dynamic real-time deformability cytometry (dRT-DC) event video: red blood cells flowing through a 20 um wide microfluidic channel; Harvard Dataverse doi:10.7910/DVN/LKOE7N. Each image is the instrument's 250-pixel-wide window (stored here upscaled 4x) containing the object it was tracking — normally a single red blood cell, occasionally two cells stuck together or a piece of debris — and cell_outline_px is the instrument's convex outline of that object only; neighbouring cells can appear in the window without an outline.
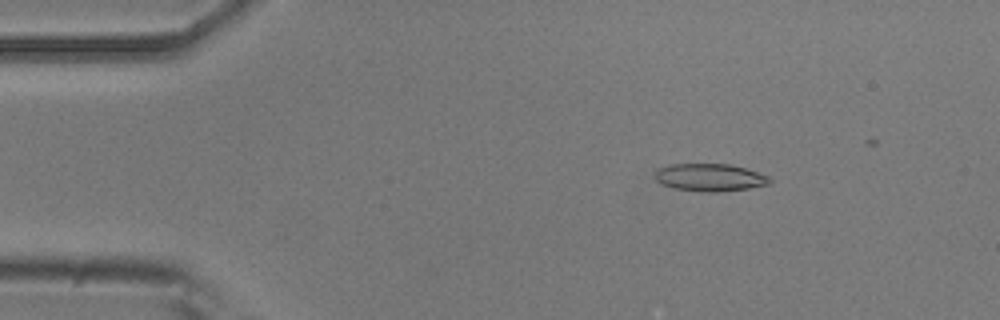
{"species": "common noctule bat (a hibernating species)", "species_latin": "Nyctalus noctula", "temperature_condition": "room temperature", "stored_images_in_passage": 19, "camera_frame_rate_fps": 3000, "um_per_image_px": 0.085, "animal": {"sex": "male", "body_mass_g": 20.5, "forearm_length_mm": 52.5}, "frame": {"image": 1, "passage_image": 8, "time_ms": 2.333, "image_size_px": [1000, 320], "cell_outline_px": [[772, 184], [748, 188], [716, 192], [700, 192], [676, 188], [660, 184], [656, 180], [656, 168], [672, 164], [732, 164], [768, 176], [772, 180]], "centroid_in_image_um": [60.34, 15.08], "position_along_channel_um": 24.7, "area_um2": 18.44}}
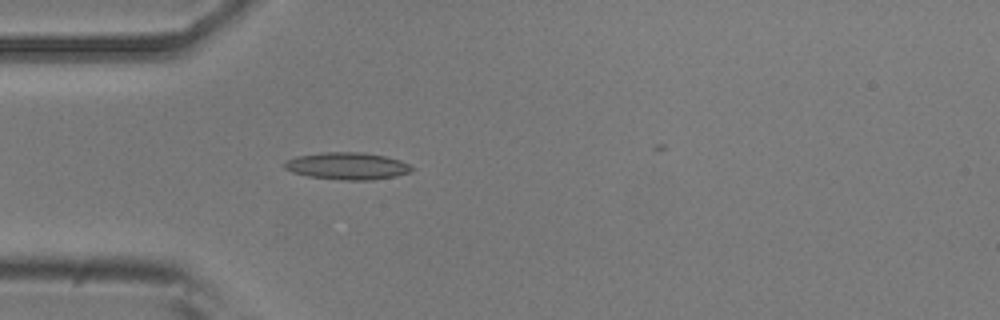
{"frame": {"image": 2, "passage_image": 15, "time_ms": 4.667, "image_size_px": [1000, 320], "cell_outline_px": [[416, 168], [408, 172], [396, 176], [372, 180], [340, 180], [308, 176], [292, 172], [284, 168], [284, 160], [296, 156], [324, 152], [364, 152], [384, 156], [400, 160]], "centroid_in_image_um": [29.5, 14.11], "position_along_channel_um": 55.5, "area_um2": 20.23}}
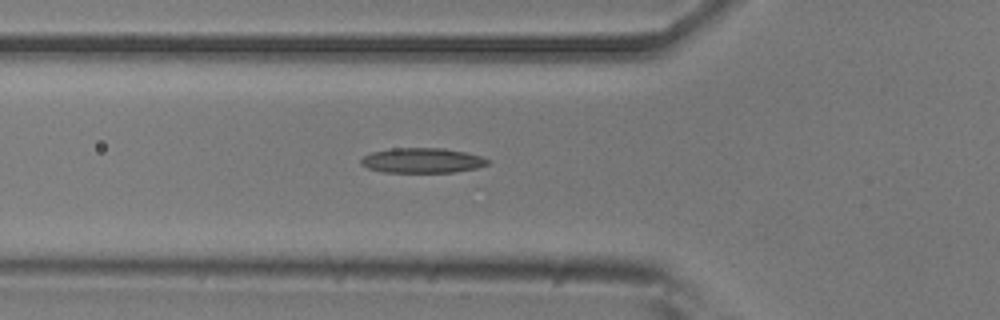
{"frame": {"image": 3, "passage_image": 18, "time_ms": 5.667, "image_size_px": [1000, 320], "cell_outline_px": [[492, 160], [488, 164], [476, 168], [456, 172], [384, 172], [368, 168], [360, 164], [360, 160], [364, 156], [372, 152], [392, 148], [444, 148], [464, 152], [480, 156]], "centroid_in_image_um": [35.9, 13.64], "position_along_channel_um": 89.9, "area_um2": 18.44}}